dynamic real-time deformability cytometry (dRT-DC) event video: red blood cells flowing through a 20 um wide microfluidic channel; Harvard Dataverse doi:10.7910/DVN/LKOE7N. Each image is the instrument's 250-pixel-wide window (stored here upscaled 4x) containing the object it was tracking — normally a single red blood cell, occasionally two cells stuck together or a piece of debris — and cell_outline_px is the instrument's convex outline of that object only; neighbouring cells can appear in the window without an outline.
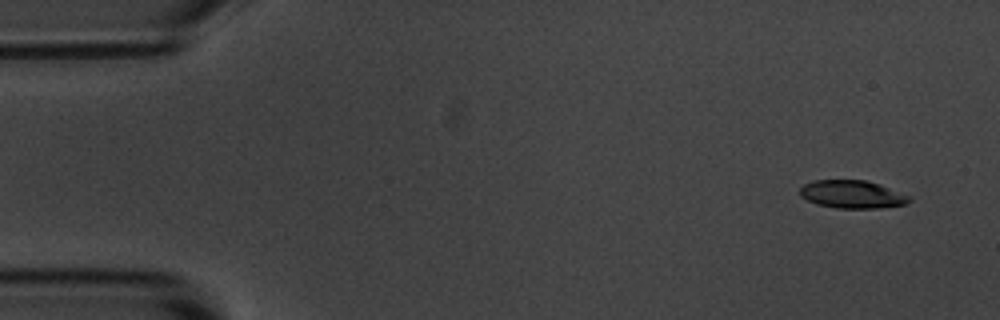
{"species": "common noctule bat (a hibernating species)", "species_latin": "Nyctalus noctula", "temperature_condition": "room temperature", "stored_images_in_passage": 5, "camera_frame_rate_fps": 3000, "um_per_image_px": 0.085, "animal": {"sex": "male", "body_mass_g": 20.1, "forearm_length_mm": 53.5}, "frame": {"image": 1, "passage_image": 1, "time_ms": 0.0, "image_size_px": [1000, 320], "cell_outline_px": [[912, 200], [904, 204], [876, 208], [836, 208], [816, 204], [800, 196], [800, 188], [804, 184], [812, 180], [864, 180], [880, 184], [908, 196]], "centroid_in_image_um": [72.38, 16.51], "position_along_channel_um": 12.6, "area_um2": 17.63}}
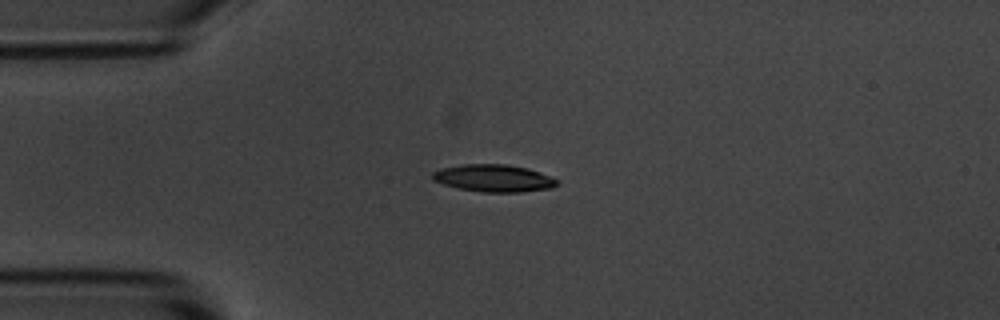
{"frame": {"image": 2, "passage_image": 4, "time_ms": 3.333, "image_size_px": [1000, 320], "cell_outline_px": [[560, 184], [552, 188], [524, 192], [480, 192], [456, 188], [432, 180], [432, 172], [440, 168], [464, 164], [504, 164], [528, 168], [552, 176], [560, 180]], "centroid_in_image_um": [42.0, 15.15], "position_along_channel_um": 43.0, "area_um2": 20.17}}